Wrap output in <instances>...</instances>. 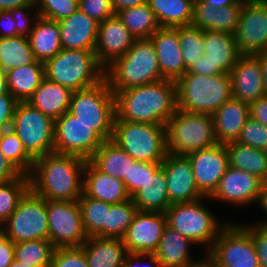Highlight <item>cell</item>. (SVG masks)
Returning a JSON list of instances; mask_svg holds the SVG:
<instances>
[{
    "label": "cell",
    "mask_w": 267,
    "mask_h": 267,
    "mask_svg": "<svg viewBox=\"0 0 267 267\" xmlns=\"http://www.w3.org/2000/svg\"><path fill=\"white\" fill-rule=\"evenodd\" d=\"M84 172L89 175L83 180V193L87 197L110 204L131 199L123 180L101 172L89 160L85 162Z\"/></svg>",
    "instance_id": "cell-25"
},
{
    "label": "cell",
    "mask_w": 267,
    "mask_h": 267,
    "mask_svg": "<svg viewBox=\"0 0 267 267\" xmlns=\"http://www.w3.org/2000/svg\"><path fill=\"white\" fill-rule=\"evenodd\" d=\"M81 248L88 267H123L124 255L128 253L120 238L88 237Z\"/></svg>",
    "instance_id": "cell-31"
},
{
    "label": "cell",
    "mask_w": 267,
    "mask_h": 267,
    "mask_svg": "<svg viewBox=\"0 0 267 267\" xmlns=\"http://www.w3.org/2000/svg\"><path fill=\"white\" fill-rule=\"evenodd\" d=\"M128 31L136 38H150L160 26L148 3L123 9L116 13Z\"/></svg>",
    "instance_id": "cell-38"
},
{
    "label": "cell",
    "mask_w": 267,
    "mask_h": 267,
    "mask_svg": "<svg viewBox=\"0 0 267 267\" xmlns=\"http://www.w3.org/2000/svg\"><path fill=\"white\" fill-rule=\"evenodd\" d=\"M30 190L29 175L22 174L18 179L0 183V222H5L16 210L20 200Z\"/></svg>",
    "instance_id": "cell-43"
},
{
    "label": "cell",
    "mask_w": 267,
    "mask_h": 267,
    "mask_svg": "<svg viewBox=\"0 0 267 267\" xmlns=\"http://www.w3.org/2000/svg\"><path fill=\"white\" fill-rule=\"evenodd\" d=\"M11 129L34 160L54 152V120L29 103L16 104Z\"/></svg>",
    "instance_id": "cell-9"
},
{
    "label": "cell",
    "mask_w": 267,
    "mask_h": 267,
    "mask_svg": "<svg viewBox=\"0 0 267 267\" xmlns=\"http://www.w3.org/2000/svg\"><path fill=\"white\" fill-rule=\"evenodd\" d=\"M72 93L63 85L45 78L27 103L55 121L69 110Z\"/></svg>",
    "instance_id": "cell-30"
},
{
    "label": "cell",
    "mask_w": 267,
    "mask_h": 267,
    "mask_svg": "<svg viewBox=\"0 0 267 267\" xmlns=\"http://www.w3.org/2000/svg\"><path fill=\"white\" fill-rule=\"evenodd\" d=\"M142 256H145V253H126L125 255V260H124V263H123V267H134L133 265V262H131L132 258H137V257H142ZM148 267H151L150 265H148Z\"/></svg>",
    "instance_id": "cell-63"
},
{
    "label": "cell",
    "mask_w": 267,
    "mask_h": 267,
    "mask_svg": "<svg viewBox=\"0 0 267 267\" xmlns=\"http://www.w3.org/2000/svg\"><path fill=\"white\" fill-rule=\"evenodd\" d=\"M147 3L162 28L192 24L194 0H147Z\"/></svg>",
    "instance_id": "cell-36"
},
{
    "label": "cell",
    "mask_w": 267,
    "mask_h": 267,
    "mask_svg": "<svg viewBox=\"0 0 267 267\" xmlns=\"http://www.w3.org/2000/svg\"><path fill=\"white\" fill-rule=\"evenodd\" d=\"M229 75L233 98L251 104L267 96L257 55H241Z\"/></svg>",
    "instance_id": "cell-19"
},
{
    "label": "cell",
    "mask_w": 267,
    "mask_h": 267,
    "mask_svg": "<svg viewBox=\"0 0 267 267\" xmlns=\"http://www.w3.org/2000/svg\"><path fill=\"white\" fill-rule=\"evenodd\" d=\"M0 151L23 174H32L35 160L26 152L23 143L11 128L1 132Z\"/></svg>",
    "instance_id": "cell-42"
},
{
    "label": "cell",
    "mask_w": 267,
    "mask_h": 267,
    "mask_svg": "<svg viewBox=\"0 0 267 267\" xmlns=\"http://www.w3.org/2000/svg\"><path fill=\"white\" fill-rule=\"evenodd\" d=\"M191 163L194 180L198 190L207 197L217 189L220 179L229 166L225 145L197 150L186 155Z\"/></svg>",
    "instance_id": "cell-16"
},
{
    "label": "cell",
    "mask_w": 267,
    "mask_h": 267,
    "mask_svg": "<svg viewBox=\"0 0 267 267\" xmlns=\"http://www.w3.org/2000/svg\"><path fill=\"white\" fill-rule=\"evenodd\" d=\"M5 222L9 224V228L0 230L14 243L49 239L46 199L36 195L31 189Z\"/></svg>",
    "instance_id": "cell-10"
},
{
    "label": "cell",
    "mask_w": 267,
    "mask_h": 267,
    "mask_svg": "<svg viewBox=\"0 0 267 267\" xmlns=\"http://www.w3.org/2000/svg\"><path fill=\"white\" fill-rule=\"evenodd\" d=\"M35 0H0V11L12 10L23 6H35Z\"/></svg>",
    "instance_id": "cell-58"
},
{
    "label": "cell",
    "mask_w": 267,
    "mask_h": 267,
    "mask_svg": "<svg viewBox=\"0 0 267 267\" xmlns=\"http://www.w3.org/2000/svg\"><path fill=\"white\" fill-rule=\"evenodd\" d=\"M250 117L267 127V96L249 104Z\"/></svg>",
    "instance_id": "cell-55"
},
{
    "label": "cell",
    "mask_w": 267,
    "mask_h": 267,
    "mask_svg": "<svg viewBox=\"0 0 267 267\" xmlns=\"http://www.w3.org/2000/svg\"><path fill=\"white\" fill-rule=\"evenodd\" d=\"M36 16L37 26L28 30V41L36 61L45 63L61 50L60 27L57 21Z\"/></svg>",
    "instance_id": "cell-33"
},
{
    "label": "cell",
    "mask_w": 267,
    "mask_h": 267,
    "mask_svg": "<svg viewBox=\"0 0 267 267\" xmlns=\"http://www.w3.org/2000/svg\"><path fill=\"white\" fill-rule=\"evenodd\" d=\"M135 161L161 163L166 157V126L114 121L112 139Z\"/></svg>",
    "instance_id": "cell-7"
},
{
    "label": "cell",
    "mask_w": 267,
    "mask_h": 267,
    "mask_svg": "<svg viewBox=\"0 0 267 267\" xmlns=\"http://www.w3.org/2000/svg\"><path fill=\"white\" fill-rule=\"evenodd\" d=\"M266 184L257 176L228 166L219 185L210 196L237 204L258 200Z\"/></svg>",
    "instance_id": "cell-21"
},
{
    "label": "cell",
    "mask_w": 267,
    "mask_h": 267,
    "mask_svg": "<svg viewBox=\"0 0 267 267\" xmlns=\"http://www.w3.org/2000/svg\"><path fill=\"white\" fill-rule=\"evenodd\" d=\"M14 261V242L0 230V267H9Z\"/></svg>",
    "instance_id": "cell-53"
},
{
    "label": "cell",
    "mask_w": 267,
    "mask_h": 267,
    "mask_svg": "<svg viewBox=\"0 0 267 267\" xmlns=\"http://www.w3.org/2000/svg\"><path fill=\"white\" fill-rule=\"evenodd\" d=\"M186 73H194L201 76H214L223 72L218 68V66H214L203 54L202 58L190 66Z\"/></svg>",
    "instance_id": "cell-52"
},
{
    "label": "cell",
    "mask_w": 267,
    "mask_h": 267,
    "mask_svg": "<svg viewBox=\"0 0 267 267\" xmlns=\"http://www.w3.org/2000/svg\"><path fill=\"white\" fill-rule=\"evenodd\" d=\"M167 225L165 213L137 211L122 237L128 253H155Z\"/></svg>",
    "instance_id": "cell-17"
},
{
    "label": "cell",
    "mask_w": 267,
    "mask_h": 267,
    "mask_svg": "<svg viewBox=\"0 0 267 267\" xmlns=\"http://www.w3.org/2000/svg\"><path fill=\"white\" fill-rule=\"evenodd\" d=\"M79 9L99 23L115 15L111 0H79Z\"/></svg>",
    "instance_id": "cell-48"
},
{
    "label": "cell",
    "mask_w": 267,
    "mask_h": 267,
    "mask_svg": "<svg viewBox=\"0 0 267 267\" xmlns=\"http://www.w3.org/2000/svg\"><path fill=\"white\" fill-rule=\"evenodd\" d=\"M54 249L49 239L14 243V260L31 267H50Z\"/></svg>",
    "instance_id": "cell-40"
},
{
    "label": "cell",
    "mask_w": 267,
    "mask_h": 267,
    "mask_svg": "<svg viewBox=\"0 0 267 267\" xmlns=\"http://www.w3.org/2000/svg\"><path fill=\"white\" fill-rule=\"evenodd\" d=\"M257 56L260 58L264 89L267 95V52L259 53Z\"/></svg>",
    "instance_id": "cell-61"
},
{
    "label": "cell",
    "mask_w": 267,
    "mask_h": 267,
    "mask_svg": "<svg viewBox=\"0 0 267 267\" xmlns=\"http://www.w3.org/2000/svg\"><path fill=\"white\" fill-rule=\"evenodd\" d=\"M158 58L161 75L168 80L176 81L187 69L182 56V50L175 28L160 27L150 37Z\"/></svg>",
    "instance_id": "cell-22"
},
{
    "label": "cell",
    "mask_w": 267,
    "mask_h": 267,
    "mask_svg": "<svg viewBox=\"0 0 267 267\" xmlns=\"http://www.w3.org/2000/svg\"><path fill=\"white\" fill-rule=\"evenodd\" d=\"M44 68L46 79L73 92L96 85L104 79L105 74V68L98 62L95 51L89 50L62 49L44 63Z\"/></svg>",
    "instance_id": "cell-5"
},
{
    "label": "cell",
    "mask_w": 267,
    "mask_h": 267,
    "mask_svg": "<svg viewBox=\"0 0 267 267\" xmlns=\"http://www.w3.org/2000/svg\"><path fill=\"white\" fill-rule=\"evenodd\" d=\"M204 55L226 74H230L241 54L238 52L234 34L206 30L203 31Z\"/></svg>",
    "instance_id": "cell-29"
},
{
    "label": "cell",
    "mask_w": 267,
    "mask_h": 267,
    "mask_svg": "<svg viewBox=\"0 0 267 267\" xmlns=\"http://www.w3.org/2000/svg\"><path fill=\"white\" fill-rule=\"evenodd\" d=\"M40 2V11L37 10V15L41 18L60 21L66 17L71 16L79 9V0H35Z\"/></svg>",
    "instance_id": "cell-45"
},
{
    "label": "cell",
    "mask_w": 267,
    "mask_h": 267,
    "mask_svg": "<svg viewBox=\"0 0 267 267\" xmlns=\"http://www.w3.org/2000/svg\"><path fill=\"white\" fill-rule=\"evenodd\" d=\"M166 139L167 151L177 155L212 147L217 144L213 116L177 109L166 123Z\"/></svg>",
    "instance_id": "cell-8"
},
{
    "label": "cell",
    "mask_w": 267,
    "mask_h": 267,
    "mask_svg": "<svg viewBox=\"0 0 267 267\" xmlns=\"http://www.w3.org/2000/svg\"><path fill=\"white\" fill-rule=\"evenodd\" d=\"M138 211L165 213L170 207L167 177L161 163H149V177L131 197Z\"/></svg>",
    "instance_id": "cell-24"
},
{
    "label": "cell",
    "mask_w": 267,
    "mask_h": 267,
    "mask_svg": "<svg viewBox=\"0 0 267 267\" xmlns=\"http://www.w3.org/2000/svg\"><path fill=\"white\" fill-rule=\"evenodd\" d=\"M23 173L0 151V183L18 179Z\"/></svg>",
    "instance_id": "cell-54"
},
{
    "label": "cell",
    "mask_w": 267,
    "mask_h": 267,
    "mask_svg": "<svg viewBox=\"0 0 267 267\" xmlns=\"http://www.w3.org/2000/svg\"><path fill=\"white\" fill-rule=\"evenodd\" d=\"M28 8H32V6H23V7H19V8H14L11 11L13 19L15 20V24H16V28H17V33L19 35L25 36V33L27 34V22H23L22 17H24L25 15H23L24 10L28 9ZM23 11V12H22ZM15 14V15H14ZM18 15V16H17ZM15 16H17V18H15ZM25 21V20H24Z\"/></svg>",
    "instance_id": "cell-57"
},
{
    "label": "cell",
    "mask_w": 267,
    "mask_h": 267,
    "mask_svg": "<svg viewBox=\"0 0 267 267\" xmlns=\"http://www.w3.org/2000/svg\"><path fill=\"white\" fill-rule=\"evenodd\" d=\"M6 91V88H5V77H4V74H2L0 72V94L5 92Z\"/></svg>",
    "instance_id": "cell-65"
},
{
    "label": "cell",
    "mask_w": 267,
    "mask_h": 267,
    "mask_svg": "<svg viewBox=\"0 0 267 267\" xmlns=\"http://www.w3.org/2000/svg\"><path fill=\"white\" fill-rule=\"evenodd\" d=\"M258 200L262 205L263 209L267 212V184L263 187L261 194L259 195Z\"/></svg>",
    "instance_id": "cell-64"
},
{
    "label": "cell",
    "mask_w": 267,
    "mask_h": 267,
    "mask_svg": "<svg viewBox=\"0 0 267 267\" xmlns=\"http://www.w3.org/2000/svg\"><path fill=\"white\" fill-rule=\"evenodd\" d=\"M136 38L128 31L119 17L107 18L98 26L95 54L98 62L104 66L123 56L133 45Z\"/></svg>",
    "instance_id": "cell-20"
},
{
    "label": "cell",
    "mask_w": 267,
    "mask_h": 267,
    "mask_svg": "<svg viewBox=\"0 0 267 267\" xmlns=\"http://www.w3.org/2000/svg\"><path fill=\"white\" fill-rule=\"evenodd\" d=\"M161 167L167 177L170 204L192 202L204 197L196 186L192 166L186 155L168 152Z\"/></svg>",
    "instance_id": "cell-18"
},
{
    "label": "cell",
    "mask_w": 267,
    "mask_h": 267,
    "mask_svg": "<svg viewBox=\"0 0 267 267\" xmlns=\"http://www.w3.org/2000/svg\"><path fill=\"white\" fill-rule=\"evenodd\" d=\"M18 101L6 90L0 94V130L11 128Z\"/></svg>",
    "instance_id": "cell-51"
},
{
    "label": "cell",
    "mask_w": 267,
    "mask_h": 267,
    "mask_svg": "<svg viewBox=\"0 0 267 267\" xmlns=\"http://www.w3.org/2000/svg\"><path fill=\"white\" fill-rule=\"evenodd\" d=\"M6 90L18 101L27 102L45 79L44 63L20 66L4 73Z\"/></svg>",
    "instance_id": "cell-32"
},
{
    "label": "cell",
    "mask_w": 267,
    "mask_h": 267,
    "mask_svg": "<svg viewBox=\"0 0 267 267\" xmlns=\"http://www.w3.org/2000/svg\"><path fill=\"white\" fill-rule=\"evenodd\" d=\"M236 142L267 151V127L249 117Z\"/></svg>",
    "instance_id": "cell-46"
},
{
    "label": "cell",
    "mask_w": 267,
    "mask_h": 267,
    "mask_svg": "<svg viewBox=\"0 0 267 267\" xmlns=\"http://www.w3.org/2000/svg\"><path fill=\"white\" fill-rule=\"evenodd\" d=\"M68 111L104 141L112 139L115 98L105 78L94 86L73 92Z\"/></svg>",
    "instance_id": "cell-6"
},
{
    "label": "cell",
    "mask_w": 267,
    "mask_h": 267,
    "mask_svg": "<svg viewBox=\"0 0 267 267\" xmlns=\"http://www.w3.org/2000/svg\"><path fill=\"white\" fill-rule=\"evenodd\" d=\"M234 38L241 55L267 52V0L243 4Z\"/></svg>",
    "instance_id": "cell-15"
},
{
    "label": "cell",
    "mask_w": 267,
    "mask_h": 267,
    "mask_svg": "<svg viewBox=\"0 0 267 267\" xmlns=\"http://www.w3.org/2000/svg\"><path fill=\"white\" fill-rule=\"evenodd\" d=\"M105 66H111L104 78L113 93L165 79L150 38L136 39L123 56Z\"/></svg>",
    "instance_id": "cell-3"
},
{
    "label": "cell",
    "mask_w": 267,
    "mask_h": 267,
    "mask_svg": "<svg viewBox=\"0 0 267 267\" xmlns=\"http://www.w3.org/2000/svg\"><path fill=\"white\" fill-rule=\"evenodd\" d=\"M207 260L206 261H201L199 263H190L189 265H187L186 267H217L214 259L209 255L207 256Z\"/></svg>",
    "instance_id": "cell-62"
},
{
    "label": "cell",
    "mask_w": 267,
    "mask_h": 267,
    "mask_svg": "<svg viewBox=\"0 0 267 267\" xmlns=\"http://www.w3.org/2000/svg\"><path fill=\"white\" fill-rule=\"evenodd\" d=\"M82 223L88 237L96 236L107 224L110 203L87 197L84 193L78 199Z\"/></svg>",
    "instance_id": "cell-41"
},
{
    "label": "cell",
    "mask_w": 267,
    "mask_h": 267,
    "mask_svg": "<svg viewBox=\"0 0 267 267\" xmlns=\"http://www.w3.org/2000/svg\"><path fill=\"white\" fill-rule=\"evenodd\" d=\"M175 84L177 108L186 112L213 115L233 97L231 78L226 73L214 76L185 73Z\"/></svg>",
    "instance_id": "cell-4"
},
{
    "label": "cell",
    "mask_w": 267,
    "mask_h": 267,
    "mask_svg": "<svg viewBox=\"0 0 267 267\" xmlns=\"http://www.w3.org/2000/svg\"><path fill=\"white\" fill-rule=\"evenodd\" d=\"M114 121L158 124L166 126L177 111L176 84L159 80L114 93Z\"/></svg>",
    "instance_id": "cell-1"
},
{
    "label": "cell",
    "mask_w": 267,
    "mask_h": 267,
    "mask_svg": "<svg viewBox=\"0 0 267 267\" xmlns=\"http://www.w3.org/2000/svg\"><path fill=\"white\" fill-rule=\"evenodd\" d=\"M85 162L78 156L56 152L39 157L32 170H37V178L29 175L30 189L46 200L78 201L83 194V181L79 182L78 175L84 171Z\"/></svg>",
    "instance_id": "cell-2"
},
{
    "label": "cell",
    "mask_w": 267,
    "mask_h": 267,
    "mask_svg": "<svg viewBox=\"0 0 267 267\" xmlns=\"http://www.w3.org/2000/svg\"><path fill=\"white\" fill-rule=\"evenodd\" d=\"M214 133L218 144L236 142L250 117L249 104L230 98L213 115Z\"/></svg>",
    "instance_id": "cell-27"
},
{
    "label": "cell",
    "mask_w": 267,
    "mask_h": 267,
    "mask_svg": "<svg viewBox=\"0 0 267 267\" xmlns=\"http://www.w3.org/2000/svg\"><path fill=\"white\" fill-rule=\"evenodd\" d=\"M182 50V56L186 69L202 58L204 54L203 30L193 25L175 28Z\"/></svg>",
    "instance_id": "cell-44"
},
{
    "label": "cell",
    "mask_w": 267,
    "mask_h": 267,
    "mask_svg": "<svg viewBox=\"0 0 267 267\" xmlns=\"http://www.w3.org/2000/svg\"><path fill=\"white\" fill-rule=\"evenodd\" d=\"M148 177L149 163L135 161L134 164L130 166L129 178L123 180L130 197L145 184Z\"/></svg>",
    "instance_id": "cell-49"
},
{
    "label": "cell",
    "mask_w": 267,
    "mask_h": 267,
    "mask_svg": "<svg viewBox=\"0 0 267 267\" xmlns=\"http://www.w3.org/2000/svg\"><path fill=\"white\" fill-rule=\"evenodd\" d=\"M243 4L214 8L204 0H194V27L203 31L212 30L234 34L238 26Z\"/></svg>",
    "instance_id": "cell-26"
},
{
    "label": "cell",
    "mask_w": 267,
    "mask_h": 267,
    "mask_svg": "<svg viewBox=\"0 0 267 267\" xmlns=\"http://www.w3.org/2000/svg\"><path fill=\"white\" fill-rule=\"evenodd\" d=\"M101 172L124 180L135 160L112 140H106L89 160Z\"/></svg>",
    "instance_id": "cell-34"
},
{
    "label": "cell",
    "mask_w": 267,
    "mask_h": 267,
    "mask_svg": "<svg viewBox=\"0 0 267 267\" xmlns=\"http://www.w3.org/2000/svg\"><path fill=\"white\" fill-rule=\"evenodd\" d=\"M146 2L147 0H111L112 8L115 14L123 9L137 7Z\"/></svg>",
    "instance_id": "cell-59"
},
{
    "label": "cell",
    "mask_w": 267,
    "mask_h": 267,
    "mask_svg": "<svg viewBox=\"0 0 267 267\" xmlns=\"http://www.w3.org/2000/svg\"><path fill=\"white\" fill-rule=\"evenodd\" d=\"M9 267H31V266L19 263V262L14 260Z\"/></svg>",
    "instance_id": "cell-66"
},
{
    "label": "cell",
    "mask_w": 267,
    "mask_h": 267,
    "mask_svg": "<svg viewBox=\"0 0 267 267\" xmlns=\"http://www.w3.org/2000/svg\"><path fill=\"white\" fill-rule=\"evenodd\" d=\"M49 240L55 248L81 247L88 239L78 201L46 200Z\"/></svg>",
    "instance_id": "cell-11"
},
{
    "label": "cell",
    "mask_w": 267,
    "mask_h": 267,
    "mask_svg": "<svg viewBox=\"0 0 267 267\" xmlns=\"http://www.w3.org/2000/svg\"><path fill=\"white\" fill-rule=\"evenodd\" d=\"M6 19V26L8 28V31H6L4 34L2 33L0 35V38L3 37H14V36H18L19 34L17 33V28H16V24H15V20L13 19L12 13L10 10H3L0 11V21Z\"/></svg>",
    "instance_id": "cell-56"
},
{
    "label": "cell",
    "mask_w": 267,
    "mask_h": 267,
    "mask_svg": "<svg viewBox=\"0 0 267 267\" xmlns=\"http://www.w3.org/2000/svg\"><path fill=\"white\" fill-rule=\"evenodd\" d=\"M252 237L256 247L260 267H267V223L252 228H244Z\"/></svg>",
    "instance_id": "cell-50"
},
{
    "label": "cell",
    "mask_w": 267,
    "mask_h": 267,
    "mask_svg": "<svg viewBox=\"0 0 267 267\" xmlns=\"http://www.w3.org/2000/svg\"><path fill=\"white\" fill-rule=\"evenodd\" d=\"M199 201L171 204L165 212L167 225L192 242L207 243L218 237V225Z\"/></svg>",
    "instance_id": "cell-14"
},
{
    "label": "cell",
    "mask_w": 267,
    "mask_h": 267,
    "mask_svg": "<svg viewBox=\"0 0 267 267\" xmlns=\"http://www.w3.org/2000/svg\"><path fill=\"white\" fill-rule=\"evenodd\" d=\"M137 211L132 199L110 204V209L107 211V224H104L103 229L96 236L122 239Z\"/></svg>",
    "instance_id": "cell-39"
},
{
    "label": "cell",
    "mask_w": 267,
    "mask_h": 267,
    "mask_svg": "<svg viewBox=\"0 0 267 267\" xmlns=\"http://www.w3.org/2000/svg\"><path fill=\"white\" fill-rule=\"evenodd\" d=\"M36 61L26 36L0 38V72L33 64Z\"/></svg>",
    "instance_id": "cell-37"
},
{
    "label": "cell",
    "mask_w": 267,
    "mask_h": 267,
    "mask_svg": "<svg viewBox=\"0 0 267 267\" xmlns=\"http://www.w3.org/2000/svg\"><path fill=\"white\" fill-rule=\"evenodd\" d=\"M104 143V140L79 121L69 111L54 121V152L78 156L86 161Z\"/></svg>",
    "instance_id": "cell-12"
},
{
    "label": "cell",
    "mask_w": 267,
    "mask_h": 267,
    "mask_svg": "<svg viewBox=\"0 0 267 267\" xmlns=\"http://www.w3.org/2000/svg\"><path fill=\"white\" fill-rule=\"evenodd\" d=\"M58 24L62 49L95 50L99 26L95 19L78 9L71 16L58 21Z\"/></svg>",
    "instance_id": "cell-23"
},
{
    "label": "cell",
    "mask_w": 267,
    "mask_h": 267,
    "mask_svg": "<svg viewBox=\"0 0 267 267\" xmlns=\"http://www.w3.org/2000/svg\"><path fill=\"white\" fill-rule=\"evenodd\" d=\"M229 166L257 176L267 184V151L238 142L225 144Z\"/></svg>",
    "instance_id": "cell-35"
},
{
    "label": "cell",
    "mask_w": 267,
    "mask_h": 267,
    "mask_svg": "<svg viewBox=\"0 0 267 267\" xmlns=\"http://www.w3.org/2000/svg\"><path fill=\"white\" fill-rule=\"evenodd\" d=\"M214 8H221L226 6H232L235 4H245L246 2H254L259 0H204Z\"/></svg>",
    "instance_id": "cell-60"
},
{
    "label": "cell",
    "mask_w": 267,
    "mask_h": 267,
    "mask_svg": "<svg viewBox=\"0 0 267 267\" xmlns=\"http://www.w3.org/2000/svg\"><path fill=\"white\" fill-rule=\"evenodd\" d=\"M50 267H88V263L81 247L55 248Z\"/></svg>",
    "instance_id": "cell-47"
},
{
    "label": "cell",
    "mask_w": 267,
    "mask_h": 267,
    "mask_svg": "<svg viewBox=\"0 0 267 267\" xmlns=\"http://www.w3.org/2000/svg\"><path fill=\"white\" fill-rule=\"evenodd\" d=\"M190 239L177 230L166 225L160 237V243L155 253H145L151 258L150 264L157 267H186L191 262L188 256V243Z\"/></svg>",
    "instance_id": "cell-28"
},
{
    "label": "cell",
    "mask_w": 267,
    "mask_h": 267,
    "mask_svg": "<svg viewBox=\"0 0 267 267\" xmlns=\"http://www.w3.org/2000/svg\"><path fill=\"white\" fill-rule=\"evenodd\" d=\"M224 228L209 250L217 267H260L255 244L244 227Z\"/></svg>",
    "instance_id": "cell-13"
}]
</instances>
